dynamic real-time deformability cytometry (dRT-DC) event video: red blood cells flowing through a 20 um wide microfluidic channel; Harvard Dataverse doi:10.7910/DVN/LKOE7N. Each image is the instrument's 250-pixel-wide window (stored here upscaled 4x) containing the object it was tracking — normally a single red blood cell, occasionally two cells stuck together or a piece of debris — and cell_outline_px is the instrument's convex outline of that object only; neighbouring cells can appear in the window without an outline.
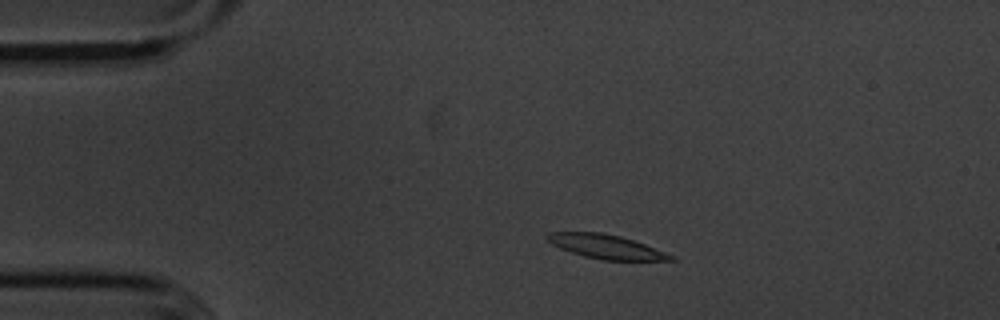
{"species": "common noctule bat (a hibernating species)", "species_latin": "Nyctalus noctula", "temperature_condition": "cold", "stored_images_in_passage": 49, "camera_frame_rate_fps": 3000, "um_per_image_px": 0.085, "animal": {"sex": "male", "body_mass_g": 20.1, "forearm_length_mm": 53.5}, "frame": {"image": 1, "passage_image": 4, "time_ms": 1.0, "image_size_px": [1000, 320], "cell_outline_px": [[676, 260], [600, 260], [584, 256], [560, 248], [552, 244], [544, 236], [548, 232], [604, 232], [620, 236], [644, 244], [676, 256]], "centroid_in_image_um": [51.51, 20.96], "position_along_channel_um": 33.5, "area_um2": 17.28}}
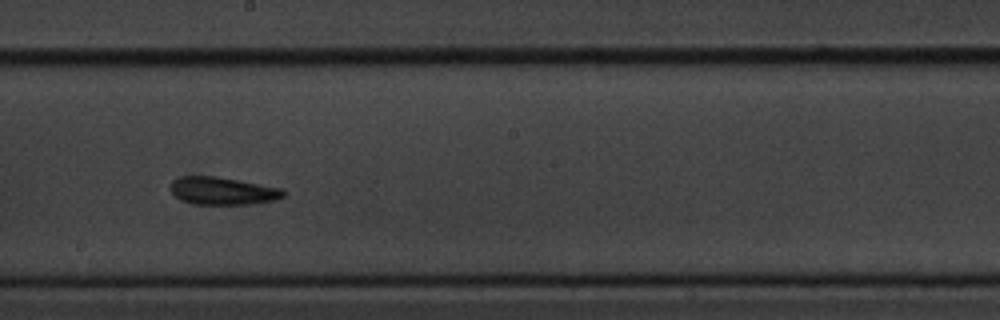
{"frame": {"image": 2, "passage_image": 24, "time_ms": 7.667, "image_size_px": [1000, 320], "cell_outline_px": [[284, 196], [276, 200], [252, 204], [192, 204], [180, 200], [172, 192], [172, 180], [180, 176], [216, 176], [280, 188], [284, 192]], "centroid_in_image_um": [18.9, 16.23], "position_along_channel_um": 229.3, "area_um2": 18.03}}
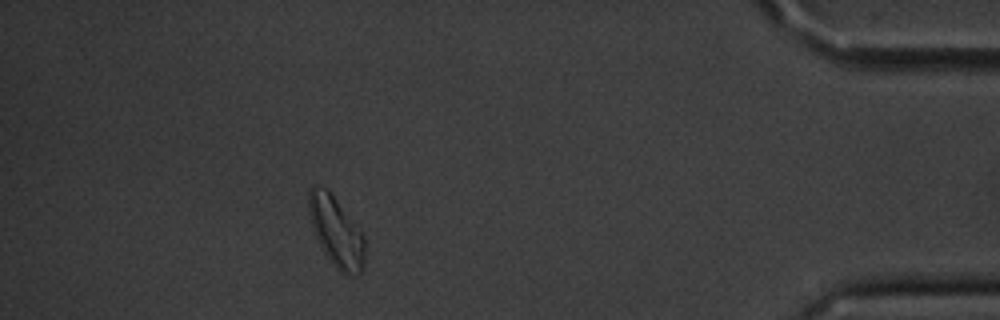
{"frame": {"image": 3, "passage_image": 43, "time_ms": 14.0, "image_size_px": [1000, 320], "cell_outline_px": [[364, 268], [356, 276], [344, 276], [332, 264], [324, 252], [316, 236], [308, 212], [308, 192], [312, 188], [324, 188], [332, 196], [364, 236]], "centroid_in_image_um": [28.59, 19.8], "position_along_channel_um": 406.6, "area_um2": 22.2}, "authors_computed_cell_mechanics": {"area_um2": 18.207, "velocity_mm_per_s": 3.572, "shape_relaxation_time_tau1_ms": 3.7872, "shape_relaxation_time_tau2_ms": 3.7318, "deformation_change_tau1": 0.1301, "deformation_change_tau2": 0.1142}}